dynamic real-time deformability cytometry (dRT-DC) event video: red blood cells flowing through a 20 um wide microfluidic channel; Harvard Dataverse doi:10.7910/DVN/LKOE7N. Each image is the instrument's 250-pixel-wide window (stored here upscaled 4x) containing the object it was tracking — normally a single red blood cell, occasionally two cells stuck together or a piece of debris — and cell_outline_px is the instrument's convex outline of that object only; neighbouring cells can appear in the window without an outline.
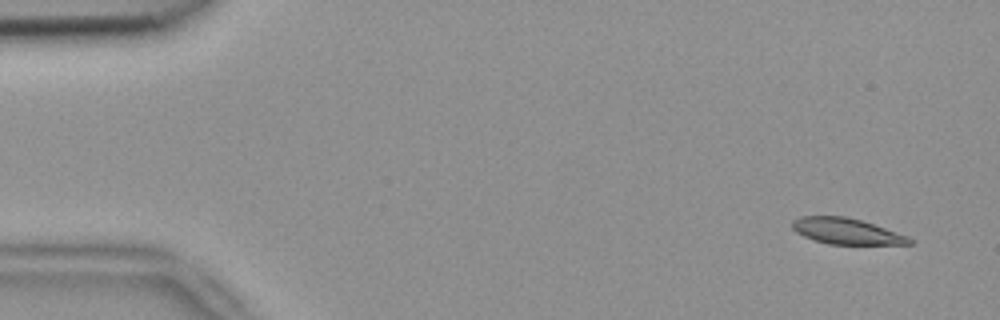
{"species": "common noctule bat (a hibernating species)", "species_latin": "Nyctalus noctula", "temperature_condition": "room temperature", "stored_images_in_passage": 4, "camera_frame_rate_fps": 3000, "um_per_image_px": 0.085, "animal": {"sex": "female", "body_mass_g": 18.4}, "frame": {"image": 1, "passage_image": 1, "time_ms": 0.0, "image_size_px": [1000, 320], "cell_outline_px": [[912, 244], [828, 244], [804, 236], [796, 232], [792, 228], [792, 220], [800, 216], [848, 216], [908, 236], [912, 240]], "centroid_in_image_um": [71.91, 19.64], "position_along_channel_um": 13.1, "area_um2": 17.51}}
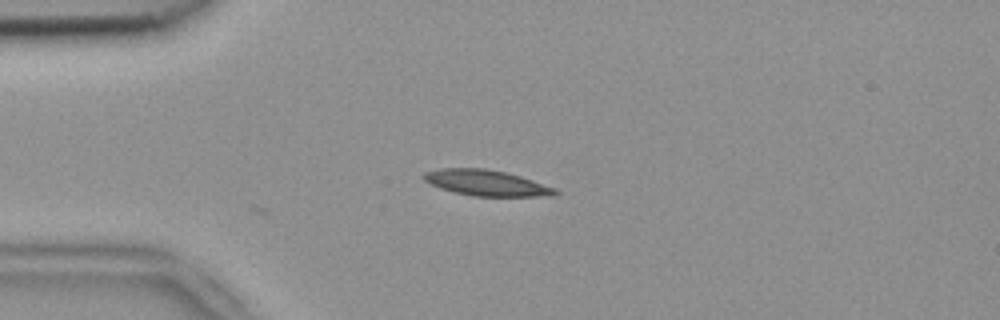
{"frame": {"image": 2, "passage_image": 4, "time_ms": 1.0, "image_size_px": [1000, 320], "cell_outline_px": [[560, 192], [552, 196], [472, 196], [440, 188], [424, 180], [420, 176], [424, 172], [440, 168], [484, 168], [504, 172], [520, 176], [556, 188]], "centroid_in_image_um": [41.33, 15.54], "position_along_channel_um": 43.7, "area_um2": 19.71}}